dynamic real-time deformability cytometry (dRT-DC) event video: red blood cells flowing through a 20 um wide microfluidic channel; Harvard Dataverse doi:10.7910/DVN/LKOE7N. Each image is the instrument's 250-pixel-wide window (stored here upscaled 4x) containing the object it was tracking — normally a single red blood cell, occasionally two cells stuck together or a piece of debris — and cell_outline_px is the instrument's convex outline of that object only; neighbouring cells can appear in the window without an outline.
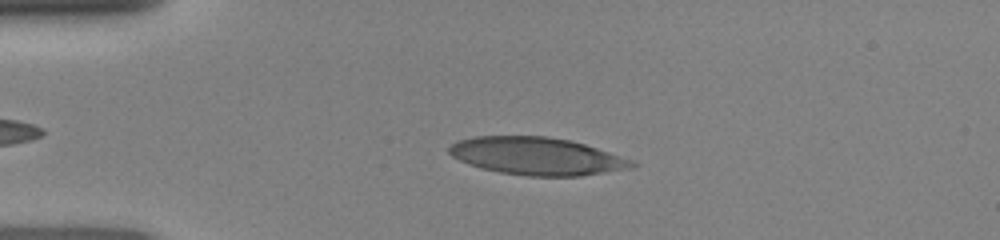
{"species": "human", "species_latin": "Homo sapiens", "temperature_condition": "room temperature", "stored_images_in_passage": 39, "camera_frame_rate_fps": 3000, "um_per_image_px": 0.085, "donor": {"sex": "female"}, "frame": {"image": 1, "passage_image": 7, "time_ms": 2.0, "image_size_px": [1000, 240], "cell_outline_px": [[640, 164], [632, 168], [580, 176], [528, 176], [500, 172], [480, 168], [468, 164], [452, 156], [448, 152], [448, 148], [456, 140], [472, 136], [548, 136], [568, 140], [584, 144], [632, 160]], "centroid_in_image_um": [45.6, 13.27], "position_along_channel_um": 39.4, "area_um2": 40.06}}
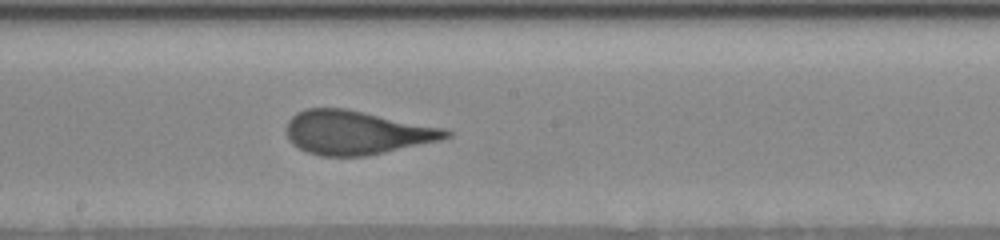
{"frame": {"image": 2, "passage_image": 22, "time_ms": 7.0, "image_size_px": [1000, 240], "cell_outline_px": [[452, 136], [440, 140], [368, 156], [320, 156], [308, 152], [292, 144], [288, 140], [284, 128], [288, 120], [296, 112], [308, 108], [344, 108], [448, 128], [452, 132]], "centroid_in_image_um": [30.31, 11.26], "position_along_channel_um": 217.9, "area_um2": 41.15}}
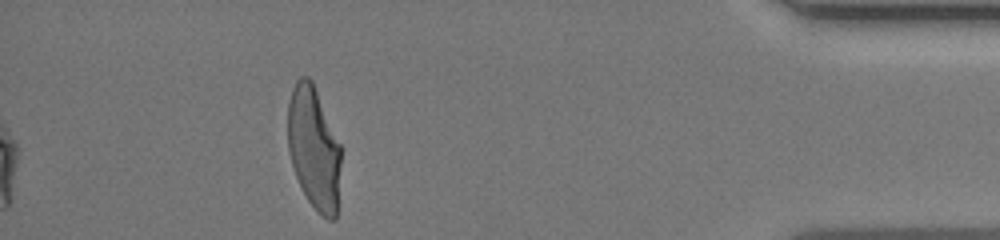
{"frame": {"image": 3, "passage_image": 39, "time_ms": 12.667, "image_size_px": [1000, 240], "cell_outline_px": [[340, 164], [336, 220], [328, 220], [316, 212], [308, 200], [296, 176], [292, 164], [288, 148], [288, 100], [292, 88], [296, 80], [300, 76], [308, 76], [312, 80], [340, 144]], "centroid_in_image_um": [26.67, 12.58], "position_along_channel_um": 408.5, "area_um2": 37.92}}